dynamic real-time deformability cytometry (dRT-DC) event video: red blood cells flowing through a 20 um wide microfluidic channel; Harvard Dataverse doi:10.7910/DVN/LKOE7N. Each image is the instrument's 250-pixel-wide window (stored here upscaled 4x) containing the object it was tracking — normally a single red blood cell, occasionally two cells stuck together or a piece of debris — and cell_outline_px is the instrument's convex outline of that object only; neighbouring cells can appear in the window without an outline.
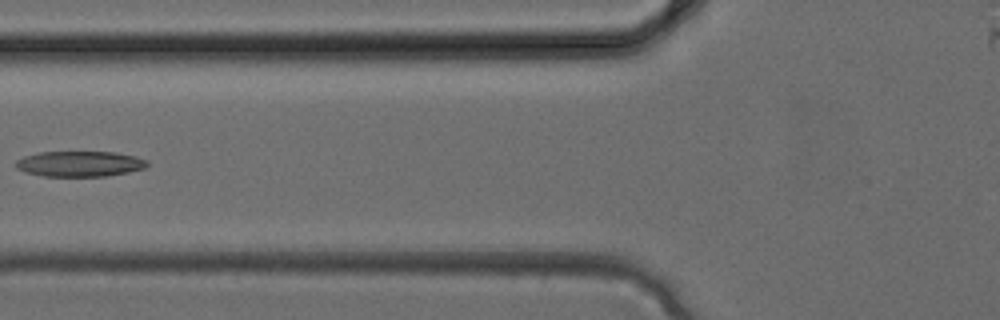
{"species": "common noctule bat (a hibernating species)", "species_latin": "Nyctalus noctula", "temperature_condition": "cold", "stored_images_in_passage": 4, "camera_frame_rate_fps": 3000, "um_per_image_px": 0.085, "animal": {"sex": "female", "body_mass_g": 24.6, "forearm_length_mm": 56.2}, "frame": {"image": 1, "passage_image": 2, "time_ms": 0.333, "image_size_px": [1000, 320], "cell_outline_px": [[148, 164], [144, 168], [128, 172], [104, 176], [44, 176], [24, 172], [16, 168], [16, 160], [24, 156], [40, 152], [116, 152], [136, 156], [148, 160]], "centroid_in_image_um": [6.78, 13.92], "position_along_channel_um": 119.0, "area_um2": 19.54}}